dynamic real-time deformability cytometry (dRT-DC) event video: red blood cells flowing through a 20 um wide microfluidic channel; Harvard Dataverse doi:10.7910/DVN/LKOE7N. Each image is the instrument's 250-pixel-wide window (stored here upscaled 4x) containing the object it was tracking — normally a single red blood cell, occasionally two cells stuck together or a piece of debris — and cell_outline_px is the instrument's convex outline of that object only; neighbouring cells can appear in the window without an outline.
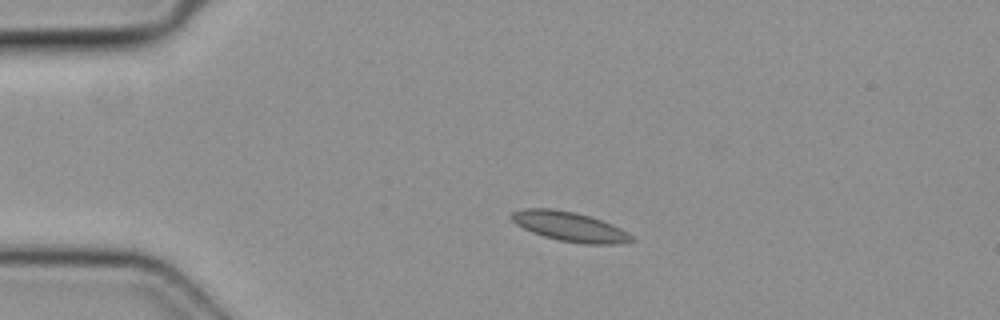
{"species": "common noctule bat (a hibernating species)", "species_latin": "Nyctalus noctula", "temperature_condition": "cold", "stored_images_in_passage": 39, "camera_frame_rate_fps": 3000, "um_per_image_px": 0.085, "animal": {"sex": "female", "body_mass_g": 19.3, "forearm_length_mm": 54.1}, "frame": {"image": 1, "passage_image": 1, "time_ms": 0.0, "image_size_px": [1000, 320], "cell_outline_px": [[636, 240], [620, 244], [584, 244], [560, 240], [544, 236], [532, 232], [516, 224], [508, 216], [512, 212], [524, 208], [552, 208], [572, 212], [588, 216], [612, 224], [620, 228], [632, 236]], "centroid_in_image_um": [48.41, 19.26], "position_along_channel_um": 36.6, "area_um2": 20.52}}
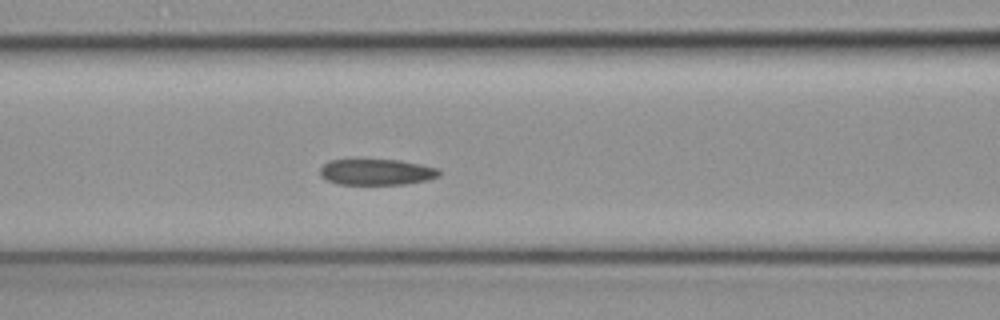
{"frame": {"image": 2, "passage_image": 11, "time_ms": 3.333, "image_size_px": [1000, 320], "cell_outline_px": [[440, 176], [428, 180], [404, 184], [336, 184], [320, 176], [320, 168], [328, 160], [400, 160], [440, 168]], "centroid_in_image_um": [32.03, 14.62], "position_along_channel_um": 134.6, "area_um2": 18.09}}
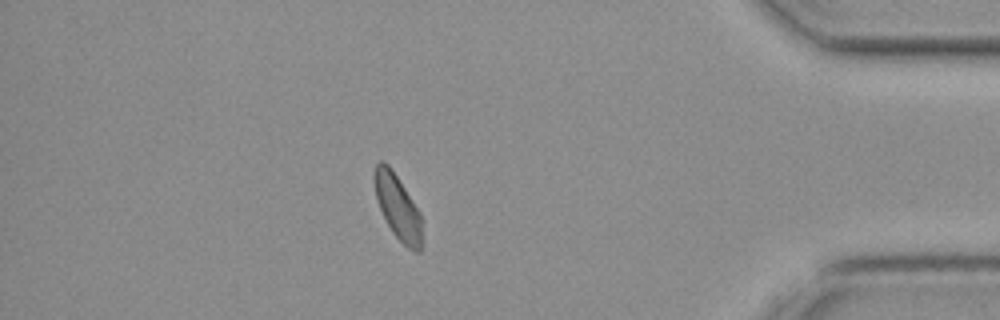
{"frame": {"image": 3, "passage_image": 33, "time_ms": 10.667, "image_size_px": [1000, 320], "cell_outline_px": [[420, 252], [416, 252], [408, 248], [392, 232], [380, 208], [376, 196], [372, 180], [372, 176], [376, 164], [380, 160], [384, 160], [392, 168], [420, 212]], "centroid_in_image_um": [33.75, 17.51], "position_along_channel_um": 401.4, "area_um2": 17.69}}